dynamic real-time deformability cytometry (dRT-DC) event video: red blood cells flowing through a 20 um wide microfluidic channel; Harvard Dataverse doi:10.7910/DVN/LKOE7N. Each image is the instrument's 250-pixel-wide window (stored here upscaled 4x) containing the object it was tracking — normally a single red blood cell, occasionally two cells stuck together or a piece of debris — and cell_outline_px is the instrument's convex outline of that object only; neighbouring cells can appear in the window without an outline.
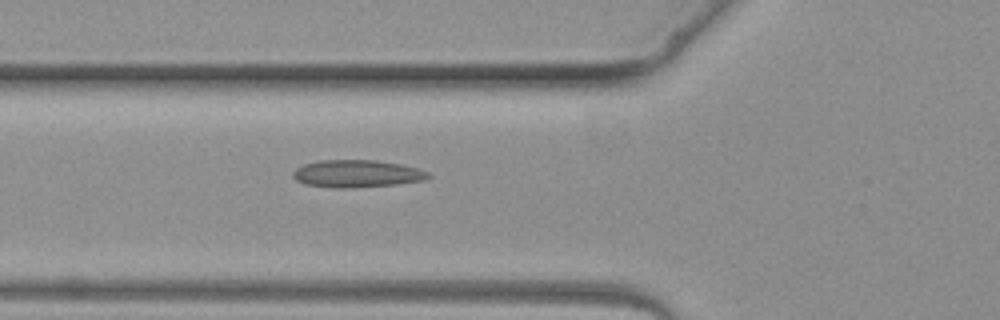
{"species": "common noctule bat (a hibernating species)", "species_latin": "Nyctalus noctula", "temperature_condition": "warm", "stored_images_in_passage": 4, "camera_frame_rate_fps": 3000, "um_per_image_px": 0.085, "animal": {"sex": "female", "body_mass_g": 19.3, "forearm_length_mm": 54.1}, "frame": {"image": 1, "passage_image": 4, "time_ms": 3.667, "image_size_px": [1000, 320], "cell_outline_px": [[432, 176], [424, 180], [396, 184], [352, 188], [336, 188], [304, 184], [296, 180], [292, 176], [292, 172], [296, 168], [304, 164], [320, 160], [376, 160], [400, 164], [416, 168], [428, 172]], "centroid_in_image_um": [30.31, 14.76], "position_along_channel_um": 95.5, "area_um2": 21.62}}